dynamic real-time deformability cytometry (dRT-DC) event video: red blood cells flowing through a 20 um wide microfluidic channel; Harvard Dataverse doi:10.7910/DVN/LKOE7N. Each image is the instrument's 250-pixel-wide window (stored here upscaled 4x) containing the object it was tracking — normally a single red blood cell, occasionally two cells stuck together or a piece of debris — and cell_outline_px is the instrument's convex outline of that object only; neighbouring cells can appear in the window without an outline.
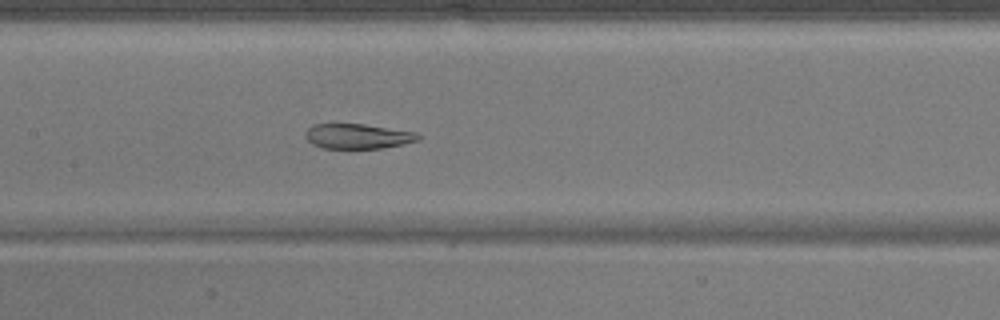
{"species": "common noctule bat (a hibernating species)", "species_latin": "Nyctalus noctula", "temperature_condition": "warm", "stored_images_in_passage": 36, "camera_frame_rate_fps": 3000, "um_per_image_px": 0.085, "animal": {"sex": "male", "body_mass_g": 17.9}, "frame": {"image": 1, "passage_image": 10, "time_ms": 3.0, "image_size_px": [1000, 320], "cell_outline_px": [[420, 140], [384, 148], [320, 148], [312, 144], [304, 136], [304, 132], [312, 124], [332, 120], [364, 124], [416, 132], [420, 136]], "centroid_in_image_um": [30.3, 11.53], "position_along_channel_um": 177.1, "area_um2": 17.22}}
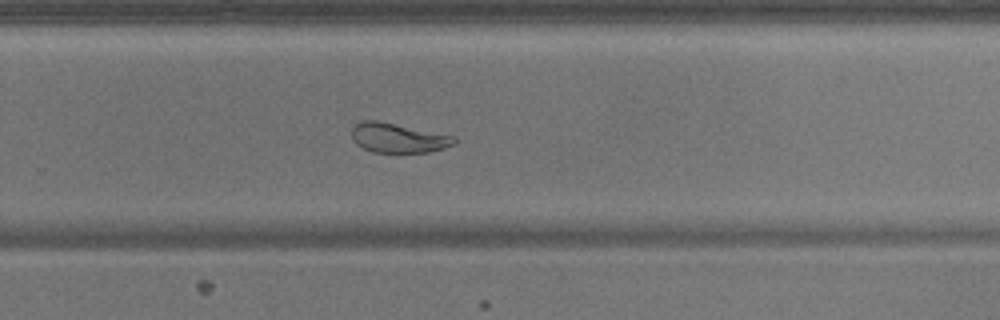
{"frame": {"image": 2, "passage_image": 19, "time_ms": 6.0, "image_size_px": [1000, 320], "cell_outline_px": [[456, 144], [444, 148], [428, 152], [372, 152], [356, 144], [352, 140], [352, 128], [356, 124], [364, 120], [376, 120], [456, 136]], "centroid_in_image_um": [33.85, 11.72], "position_along_channel_um": 295.9, "area_um2": 17.63}}
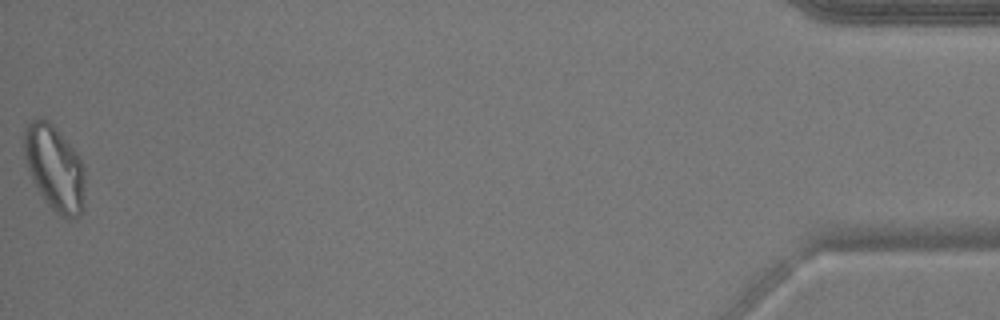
{"frame": {"image": 3, "passage_image": 36, "time_ms": 11.667, "image_size_px": [1000, 320], "cell_outline_px": [[84, 188], [80, 212], [76, 216], [68, 220], [56, 212], [44, 200], [32, 180], [24, 156], [24, 128], [32, 120], [40, 116], [48, 120], [56, 128], [80, 156], [84, 168]], "centroid_in_image_um": [4.62, 14.23], "position_along_channel_um": 430.6, "area_um2": 30.06}}